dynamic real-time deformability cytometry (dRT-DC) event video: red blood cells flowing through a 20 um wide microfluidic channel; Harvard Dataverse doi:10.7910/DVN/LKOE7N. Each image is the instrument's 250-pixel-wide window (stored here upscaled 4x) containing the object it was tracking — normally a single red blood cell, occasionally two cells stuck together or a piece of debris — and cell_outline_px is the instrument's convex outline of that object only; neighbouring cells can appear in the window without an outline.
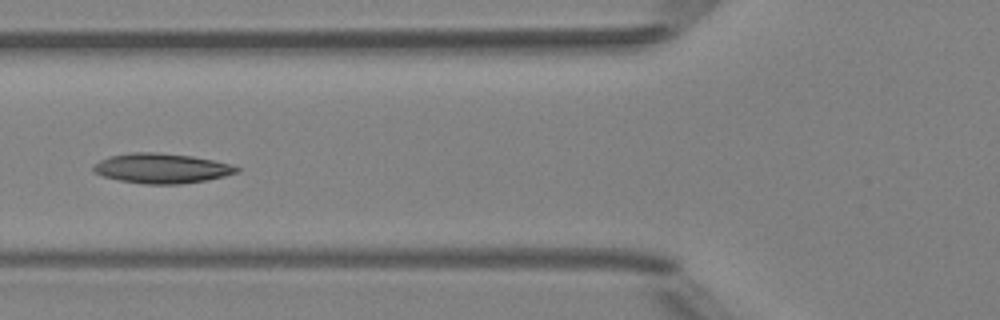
{"species": "Egyptian fruit bat (a non-hibernating species)", "species_latin": "Rousettus aegyptiacus", "temperature_condition": "room temperature", "stored_images_in_passage": 4, "camera_frame_rate_fps": 3000, "um_per_image_px": 0.085, "animal": {"sex": "female"}, "frame": {"image": 1, "passage_image": 3, "time_ms": 2.333, "image_size_px": [1000, 320], "cell_outline_px": [[240, 168], [236, 172], [224, 176], [204, 180], [180, 184], [144, 184], [120, 180], [104, 176], [92, 172], [92, 168], [100, 160], [112, 156], [132, 152], [156, 152], [192, 156], [232, 164]], "centroid_in_image_um": [13.73, 14.3], "position_along_channel_um": 112.1, "area_um2": 24.68}}
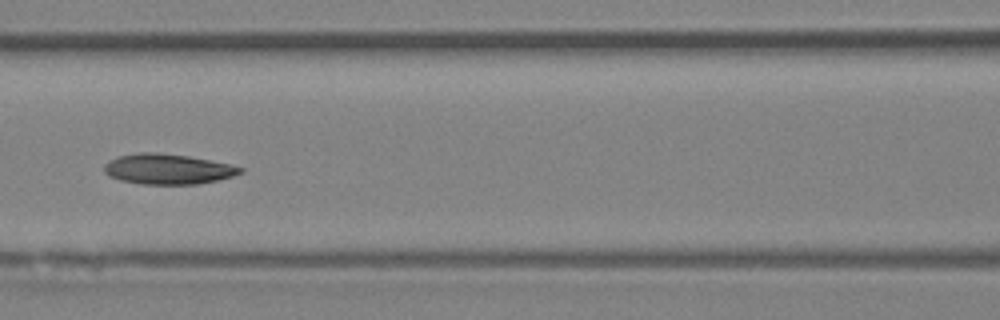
{"frame": {"image": 2, "passage_image": 4, "time_ms": 3.333, "image_size_px": [1000, 320], "cell_outline_px": [[244, 172], [232, 176], [216, 180], [196, 184], [140, 184], [120, 180], [104, 172], [104, 164], [120, 156], [140, 152], [152, 152], [188, 156], [228, 164], [244, 168]], "centroid_in_image_um": [14.27, 14.38], "position_along_channel_um": 152.3, "area_um2": 23.64}}